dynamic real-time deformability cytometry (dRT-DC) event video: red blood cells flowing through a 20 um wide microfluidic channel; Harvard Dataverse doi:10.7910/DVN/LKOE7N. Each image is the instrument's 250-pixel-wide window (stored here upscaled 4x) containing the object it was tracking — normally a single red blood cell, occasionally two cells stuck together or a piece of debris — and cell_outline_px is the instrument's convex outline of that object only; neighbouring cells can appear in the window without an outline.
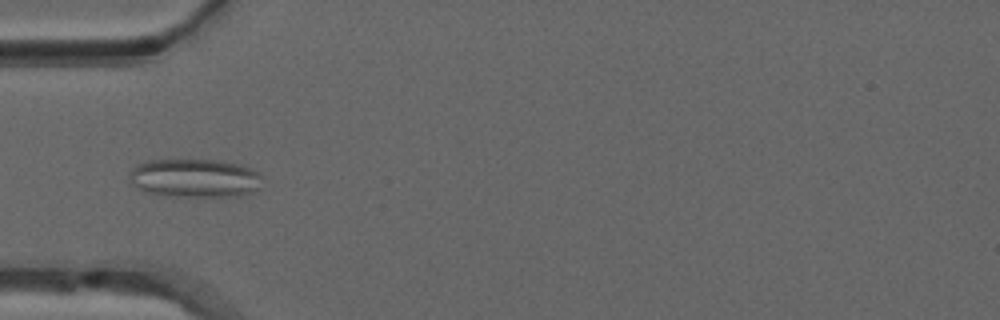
{"species": "common noctule bat (a hibernating species)", "species_latin": "Nyctalus noctula", "temperature_condition": "warm", "stored_images_in_passage": 39, "camera_frame_rate_fps": 3000, "um_per_image_px": 0.085, "animal": {"sex": "male", "forearm_length_mm": 52.5}, "frame": {"image": 1, "passage_image": 16, "time_ms": 5.0, "image_size_px": [1000, 320], "cell_outline_px": [[260, 188], [252, 192], [240, 196], [168, 196], [144, 192], [136, 188], [132, 184], [128, 176], [132, 168], [136, 164], [148, 160], [216, 160], [236, 164], [248, 168], [256, 172], [260, 176]], "centroid_in_image_um": [16.48, 15.15], "position_along_channel_um": 68.5, "area_um2": 29.88}}
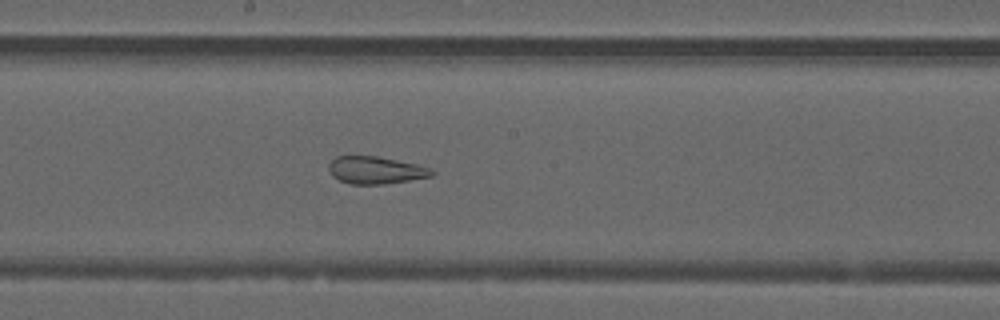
{"frame": {"image": 2, "passage_image": 27, "time_ms": 8.667, "image_size_px": [1000, 320], "cell_outline_px": [[436, 172], [432, 176], [384, 184], [348, 184], [332, 176], [328, 168], [328, 164], [336, 156], [376, 156], [416, 164], [432, 168]], "centroid_in_image_um": [31.92, 14.46], "position_along_channel_um": 216.3, "area_um2": 16.42}}
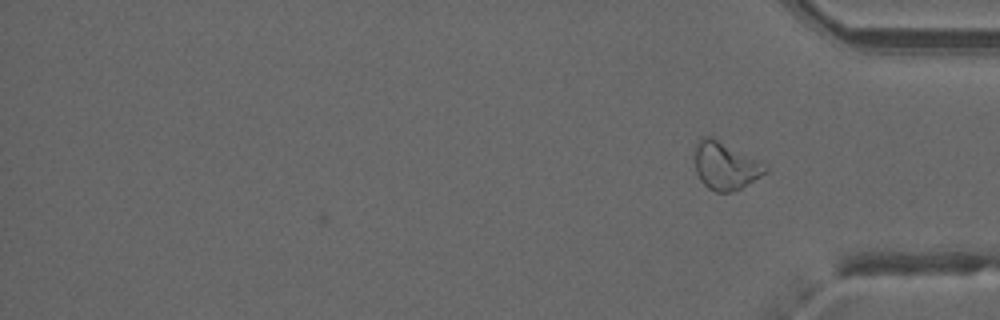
{"frame": {"image": 3, "passage_image": 39, "time_ms": 12.667, "image_size_px": [1000, 320], "cell_outline_px": [[768, 172], [740, 188], [732, 192], [716, 192], [708, 188], [700, 180], [696, 172], [696, 144], [700, 136], [708, 136], [760, 160], [768, 168]], "centroid_in_image_um": [61.66, 14.11], "position_along_channel_um": 373.5, "area_um2": 19.31}, "authors_computed_cell_mechanics": {"area_um2": 22.542, "velocity_mm_per_s": 4.0273, "shape_relaxation_time_tau1_ms": null, "shape_relaxation_time_tau2_ms": 1.348, "deformation_change_tau1": null, "deformation_change_tau2": 0.0966}}